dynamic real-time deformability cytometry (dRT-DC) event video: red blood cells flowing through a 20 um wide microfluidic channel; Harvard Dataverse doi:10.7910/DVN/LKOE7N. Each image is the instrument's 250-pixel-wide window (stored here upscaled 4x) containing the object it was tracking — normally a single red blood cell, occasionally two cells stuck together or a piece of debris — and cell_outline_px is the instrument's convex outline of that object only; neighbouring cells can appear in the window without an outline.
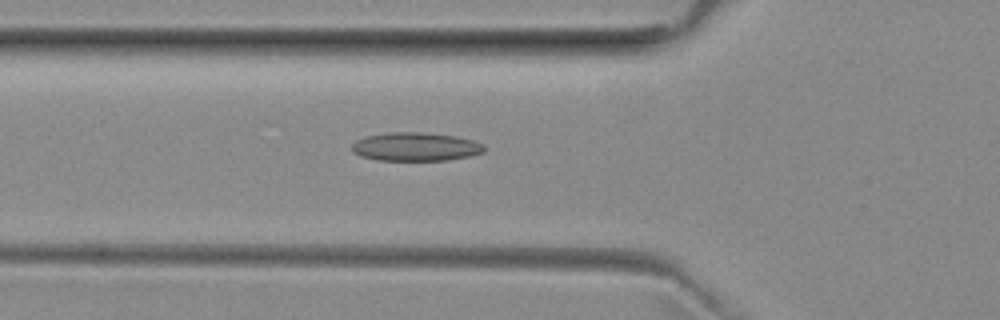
{"species": "common noctule bat (a hibernating species)", "species_latin": "Nyctalus noctula", "temperature_condition": "room temperature", "stored_images_in_passage": 35, "camera_frame_rate_fps": 3000, "um_per_image_px": 0.085, "animal": {"sex": "female", "body_mass_g": 29.2, "forearm_length_mm": 56.3}, "frame": {"image": 1, "passage_image": 3, "time_ms": 0.667, "image_size_px": [1000, 320], "cell_outline_px": [[484, 152], [472, 156], [448, 160], [380, 160], [360, 156], [352, 152], [352, 144], [356, 140], [364, 136], [388, 132], [420, 132], [456, 136], [472, 140], [484, 144]], "centroid_in_image_um": [35.32, 12.47], "position_along_channel_um": 90.5, "area_um2": 22.14}}
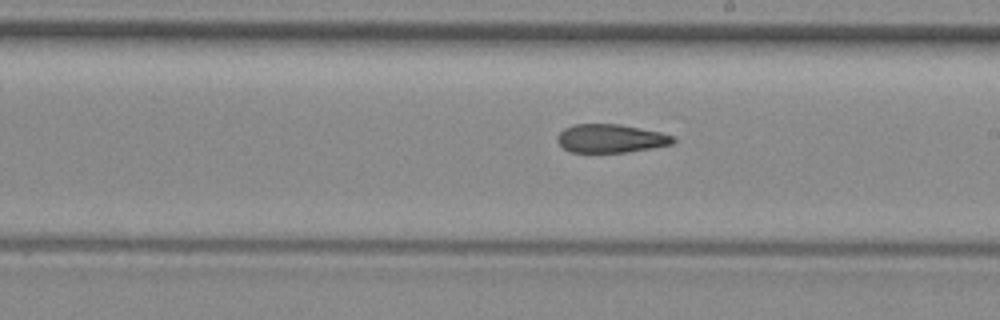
{"frame": {"image": 2, "passage_image": 14, "time_ms": 4.333, "image_size_px": [1000, 320], "cell_outline_px": [[676, 140], [672, 144], [652, 148], [628, 152], [568, 152], [556, 140], [556, 136], [564, 128], [576, 124], [620, 124], [660, 132], [672, 136]], "centroid_in_image_um": [51.89, 11.77], "position_along_channel_um": 237.1, "area_um2": 19.19}}
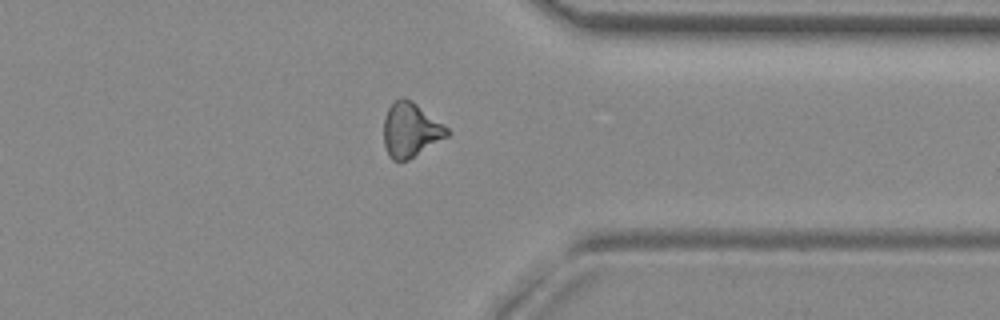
{"frame": {"image": 3, "passage_image": 25, "time_ms": 8.0, "image_size_px": [1000, 320], "cell_outline_px": [[448, 136], [408, 160], [392, 160], [388, 156], [384, 144], [384, 116], [392, 100], [400, 96], [404, 96], [412, 100], [448, 128]], "centroid_in_image_um": [34.86, 11.01], "position_along_channel_um": 376.5, "area_um2": 20.17}, "authors_computed_cell_mechanics": {"area_um2": 19.8832, "velocity_mm_per_s": 3.9881, "shape_relaxation_time_tau1_ms": null, "shape_relaxation_time_tau2_ms": 8.2284, "deformation_change_tau1": null, "deformation_change_tau2": 0.19}}